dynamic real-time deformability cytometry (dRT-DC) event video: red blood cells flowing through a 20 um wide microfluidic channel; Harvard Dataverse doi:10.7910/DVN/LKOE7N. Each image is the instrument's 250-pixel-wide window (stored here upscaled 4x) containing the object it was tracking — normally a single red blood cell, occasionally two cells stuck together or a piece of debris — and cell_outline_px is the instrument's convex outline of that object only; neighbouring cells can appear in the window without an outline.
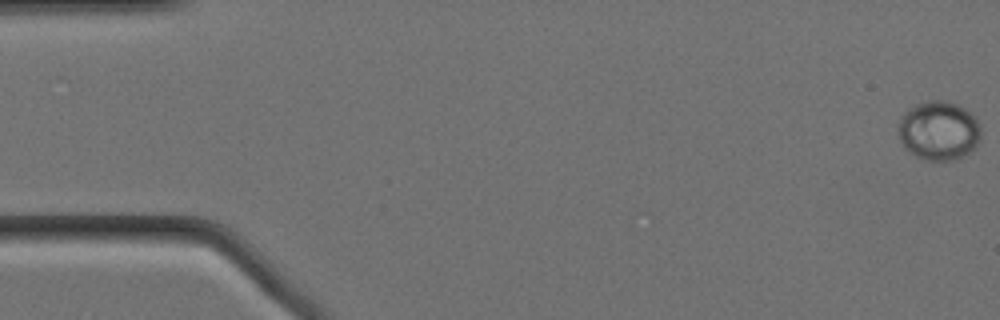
{"species": "Egyptian fruit bat (a non-hibernating species)", "species_latin": "Rousettus aegyptiacus", "temperature_condition": "cold", "stored_images_in_passage": 58, "camera_frame_rate_fps": 3000, "um_per_image_px": 0.085, "animal": {"sex": "female"}, "frame": {"image": 1, "passage_image": 1, "time_ms": 0.0, "image_size_px": [1000, 320], "cell_outline_px": [[980, 140], [976, 148], [956, 160], [928, 160], [916, 156], [908, 152], [904, 148], [900, 140], [900, 116], [908, 108], [916, 104], [928, 100], [948, 100], [964, 108], [976, 116], [980, 124]], "centroid_in_image_um": [79.82, 11.1], "position_along_channel_um": 5.2, "area_um2": 28.78}}
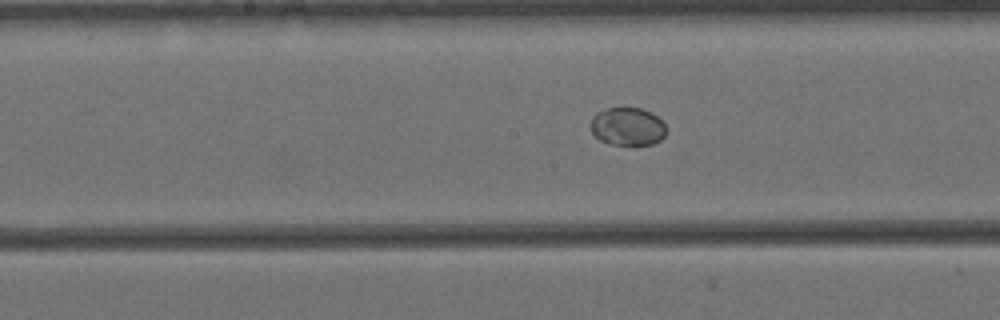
{"frame": {"image": 2, "passage_image": 29, "time_ms": 9.333, "image_size_px": [1000, 320], "cell_outline_px": [[668, 128], [664, 136], [660, 140], [652, 144], [612, 144], [600, 140], [592, 132], [588, 124], [592, 116], [596, 112], [608, 108], [640, 108], [652, 112]], "centroid_in_image_um": [53.32, 10.74], "position_along_channel_um": 194.9, "area_um2": 16.82}}
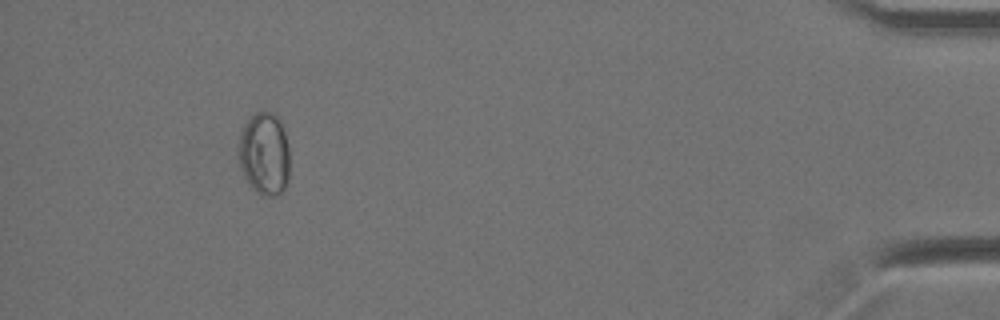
{"frame": {"image": 3, "passage_image": 54, "time_ms": 17.667, "image_size_px": [1000, 320], "cell_outline_px": [[288, 180], [284, 188], [280, 192], [272, 196], [260, 196], [252, 188], [244, 176], [240, 164], [240, 132], [244, 124], [256, 112], [272, 112], [280, 120], [288, 144]], "centroid_in_image_um": [22.48, 13.08], "position_along_channel_um": 412.7, "area_um2": 24.33}, "authors_computed_cell_mechanics": {"area_um2": 22.5131, "velocity_mm_per_s": 3.4349, "shape_relaxation_time_tau1_ms": 0.3659, "shape_relaxation_time_tau2_ms": null, "deformation_change_tau1": 0.0036, "deformation_change_tau2": null}}